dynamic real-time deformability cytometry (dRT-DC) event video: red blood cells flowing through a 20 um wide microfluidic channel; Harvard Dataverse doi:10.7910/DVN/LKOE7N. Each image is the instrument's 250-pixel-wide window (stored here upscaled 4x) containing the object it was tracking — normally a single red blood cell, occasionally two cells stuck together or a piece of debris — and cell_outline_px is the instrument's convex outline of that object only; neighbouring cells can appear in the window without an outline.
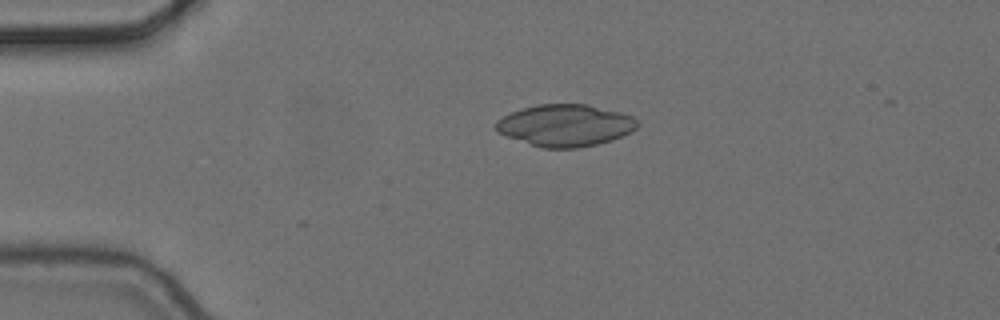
{"species": "common noctule bat (a hibernating species)", "species_latin": "Nyctalus noctula", "temperature_condition": "cold", "stored_images_in_passage": 4, "camera_frame_rate_fps": 3000, "um_per_image_px": 0.085, "animal": {"sex": "female", "body_mass_g": 24.6, "forearm_length_mm": 56.2}, "frame": {"image": 1, "passage_image": 3, "time_ms": 0.667, "image_size_px": [1000, 320], "cell_outline_px": [[640, 124], [632, 132], [612, 140], [596, 144], [576, 148], [540, 148], [496, 132], [496, 120], [512, 112], [536, 104], [588, 104], [620, 112], [632, 116]], "centroid_in_image_um": [48.06, 10.66], "position_along_channel_um": 36.9, "area_um2": 34.56}}